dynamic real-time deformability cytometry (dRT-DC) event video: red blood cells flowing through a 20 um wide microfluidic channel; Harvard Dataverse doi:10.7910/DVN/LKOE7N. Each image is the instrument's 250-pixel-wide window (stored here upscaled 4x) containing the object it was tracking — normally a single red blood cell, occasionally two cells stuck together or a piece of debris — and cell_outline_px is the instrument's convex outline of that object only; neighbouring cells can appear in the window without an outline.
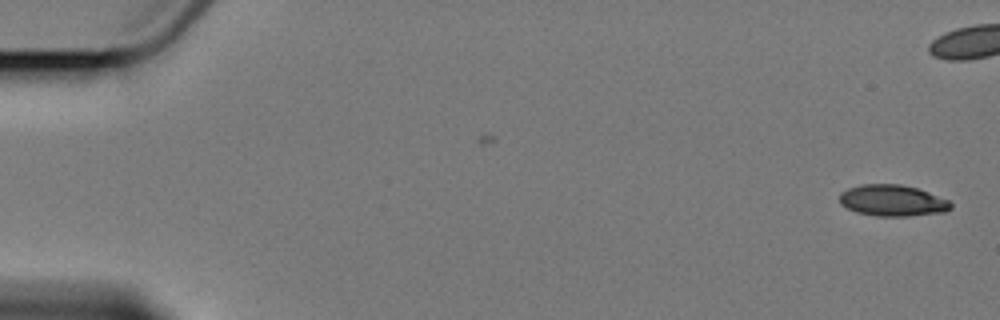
{"species": "Egyptian fruit bat (a non-hibernating species)", "species_latin": "Rousettus aegyptiacus", "temperature_condition": "cold", "stored_images_in_passage": 2, "camera_frame_rate_fps": 3000, "um_per_image_px": 0.085, "animal": {"sex": "female"}, "frame": {"image": 1, "passage_image": 2, "time_ms": 1.0, "image_size_px": [1000, 320], "cell_outline_px": [[952, 208], [944, 212], [908, 216], [876, 216], [856, 212], [840, 204], [840, 192], [848, 188], [860, 184], [900, 184], [916, 188], [928, 192], [948, 200], [952, 204]], "centroid_in_image_um": [75.84, 17.04], "position_along_channel_um": 9.2, "area_um2": 20.29}}